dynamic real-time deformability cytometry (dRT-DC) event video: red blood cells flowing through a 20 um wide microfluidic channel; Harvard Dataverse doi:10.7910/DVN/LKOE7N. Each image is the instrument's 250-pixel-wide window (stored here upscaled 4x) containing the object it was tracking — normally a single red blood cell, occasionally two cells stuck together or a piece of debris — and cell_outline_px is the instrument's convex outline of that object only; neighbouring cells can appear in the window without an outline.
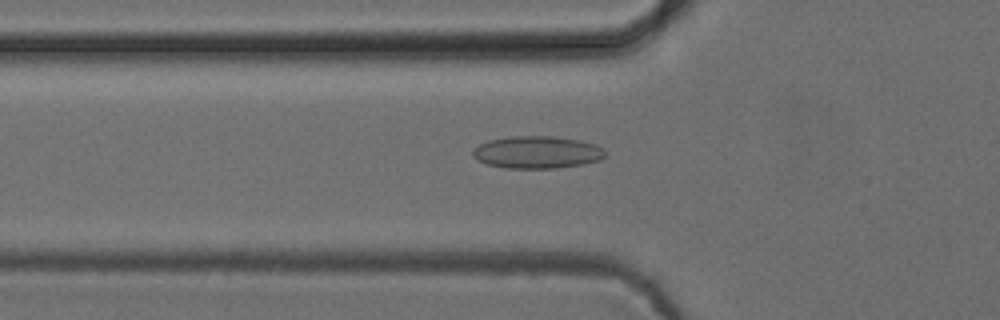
{"species": "common noctule bat (a hibernating species)", "species_latin": "Nyctalus noctula", "temperature_condition": "cold", "stored_images_in_passage": 52, "camera_frame_rate_fps": 3000, "um_per_image_px": 0.085, "animal": {"sex": "female", "body_mass_g": 24.6, "forearm_length_mm": 56.2}, "frame": {"image": 1, "passage_image": 18, "time_ms": 5.667, "image_size_px": [1000, 320], "cell_outline_px": [[604, 156], [600, 160], [584, 164], [556, 168], [504, 168], [488, 164], [472, 156], [472, 148], [488, 140], [508, 136], [552, 136], [580, 140], [596, 144], [604, 148]], "centroid_in_image_um": [45.65, 12.93], "position_along_channel_um": 80.1, "area_um2": 25.09}}
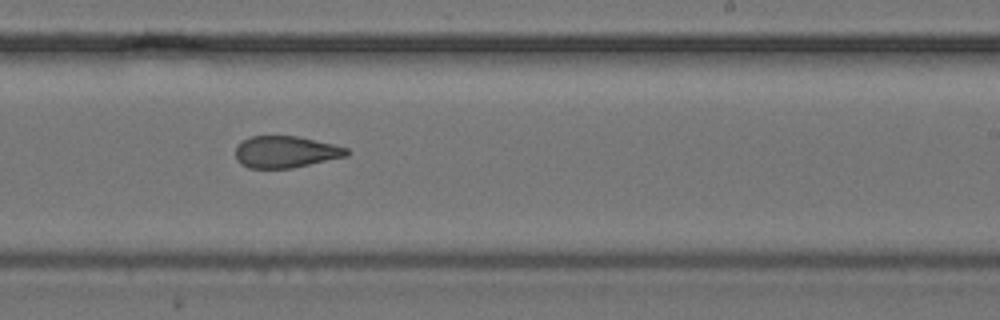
{"frame": {"image": 2, "passage_image": 32, "time_ms": 10.333, "image_size_px": [1000, 320], "cell_outline_px": [[348, 156], [292, 168], [248, 168], [240, 164], [236, 160], [236, 144], [252, 136], [296, 136], [332, 144], [348, 148]], "centroid_in_image_um": [24.25, 12.92], "position_along_channel_um": 264.7, "area_um2": 20.52}}
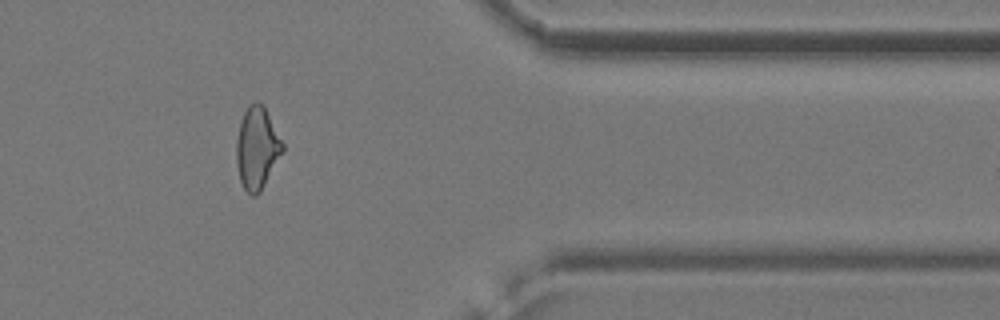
{"frame": {"image": 3, "passage_image": 43, "time_ms": 14.0, "image_size_px": [1000, 320], "cell_outline_px": [[284, 152], [260, 192], [256, 196], [252, 196], [244, 188], [240, 180], [236, 164], [236, 140], [240, 124], [244, 112], [248, 104], [256, 100], [264, 104], [284, 144]], "centroid_in_image_um": [21.86, 12.56], "position_along_channel_um": 389.5, "area_um2": 22.43}, "authors_computed_cell_mechanics": {"area_um2": 22.6865, "velocity_mm_per_s": 3.9326, "shape_relaxation_time_tau1_ms": null, "shape_relaxation_time_tau2_ms": 2.3891, "deformation_change_tau1": null, "deformation_change_tau2": 0.0979}}